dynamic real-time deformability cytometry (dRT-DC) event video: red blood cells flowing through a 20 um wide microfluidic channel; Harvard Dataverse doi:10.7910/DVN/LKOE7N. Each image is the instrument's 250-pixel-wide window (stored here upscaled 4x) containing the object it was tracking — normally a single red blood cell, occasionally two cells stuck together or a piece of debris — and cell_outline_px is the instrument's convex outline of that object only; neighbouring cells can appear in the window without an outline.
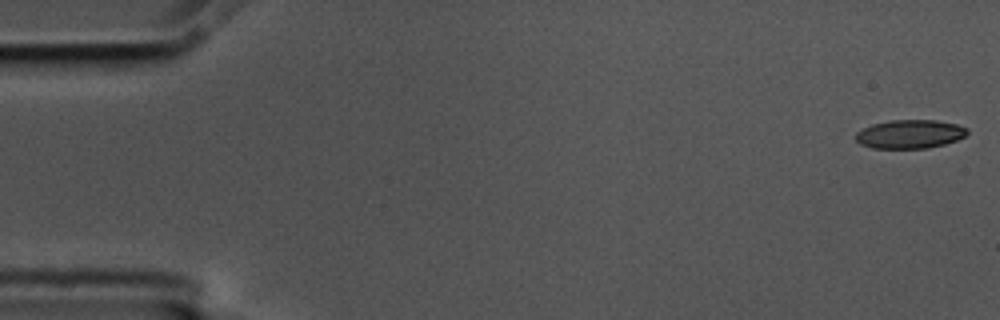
{"species": "common noctule bat (a hibernating species)", "species_latin": "Nyctalus noctula", "temperature_condition": "cold", "stored_images_in_passage": 9, "camera_frame_rate_fps": 3000, "um_per_image_px": 0.085, "animal": {"sex": "male", "body_mass_g": 17.5, "forearm_length_mm": 52.3}, "frame": {"image": 1, "passage_image": 1, "time_ms": 0.0, "image_size_px": [1000, 320], "cell_outline_px": [[968, 132], [964, 136], [956, 140], [944, 144], [928, 148], [872, 148], [860, 144], [856, 140], [856, 132], [872, 124], [892, 120], [936, 120], [956, 124], [968, 128]], "centroid_in_image_um": [77.34, 11.4], "position_along_channel_um": 7.7, "area_um2": 18.55}}